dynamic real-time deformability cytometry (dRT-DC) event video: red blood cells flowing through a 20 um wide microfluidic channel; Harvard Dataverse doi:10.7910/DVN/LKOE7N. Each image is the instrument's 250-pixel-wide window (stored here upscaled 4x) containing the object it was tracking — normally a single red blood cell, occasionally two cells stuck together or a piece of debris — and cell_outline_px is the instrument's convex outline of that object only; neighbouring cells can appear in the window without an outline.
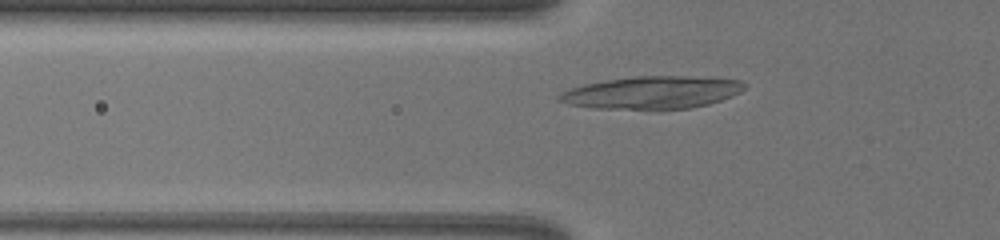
{"species": "common noctule bat (a hibernating species)", "species_latin": "Nyctalus noctula", "temperature_condition": "warm", "stored_images_in_passage": 56, "camera_frame_rate_fps": 3000, "um_per_image_px": 0.085, "animal": {"sex": "female", "body_mass_g": 19.5, "forearm_length_mm": 54.1}, "frame": {"image": 1, "passage_image": 14, "time_ms": 4.333, "image_size_px": [1000, 240], "cell_outline_px": [[748, 84], [740, 92], [732, 96], [708, 104], [688, 108], [656, 112], [592, 108], [568, 104], [556, 100], [556, 96], [572, 88], [584, 84], [604, 80], [632, 76], [684, 76], [740, 80]], "centroid_in_image_um": [55.39, 7.9], "position_along_channel_um": 70.4, "area_um2": 36.13}}
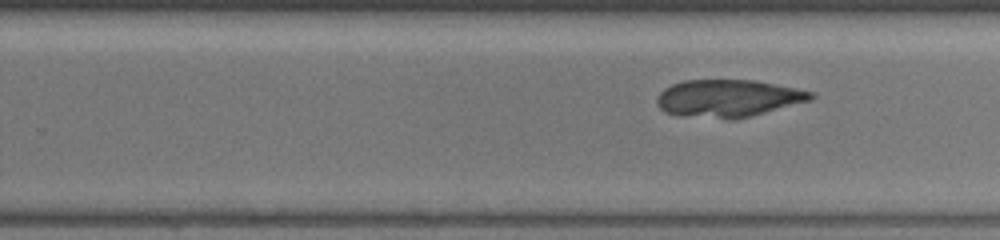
{"frame": {"image": 2, "passage_image": 33, "time_ms": 10.667, "image_size_px": [1000, 240], "cell_outline_px": [[816, 96], [812, 100], [732, 120], [728, 120], [680, 116], [664, 112], [656, 104], [656, 96], [664, 88], [672, 84], [684, 80], [752, 80], [796, 88], [812, 92]], "centroid_in_image_um": [61.83, 8.36], "position_along_channel_um": 268.0, "area_um2": 33.7}}
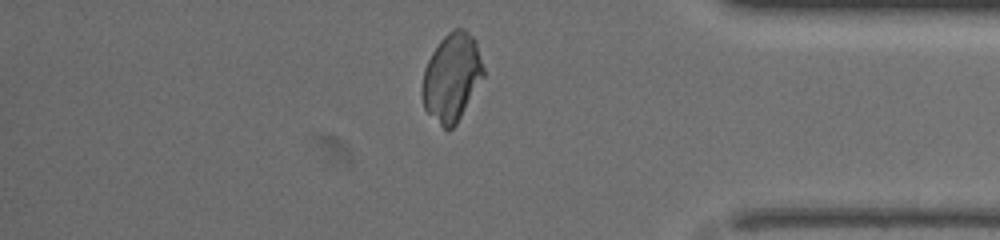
{"frame": {"image": 3, "passage_image": 47, "time_ms": 15.333, "image_size_px": [1000, 240], "cell_outline_px": [[484, 76], [456, 124], [448, 132], [424, 108], [420, 92], [424, 68], [432, 52], [440, 40], [452, 28], [464, 28], [476, 40], [484, 68]], "centroid_in_image_um": [38.39, 6.55], "position_along_channel_um": 396.8, "area_um2": 31.44}}